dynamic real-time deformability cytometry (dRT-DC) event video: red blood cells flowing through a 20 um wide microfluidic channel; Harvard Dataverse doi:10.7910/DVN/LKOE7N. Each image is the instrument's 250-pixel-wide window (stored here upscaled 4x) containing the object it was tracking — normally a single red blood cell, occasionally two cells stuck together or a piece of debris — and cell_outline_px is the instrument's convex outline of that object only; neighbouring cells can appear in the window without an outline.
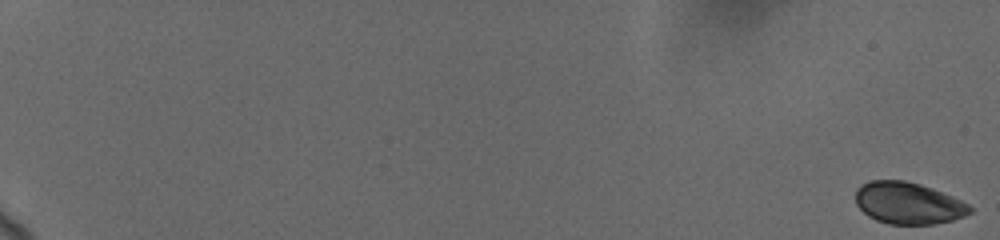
{"species": "human", "species_latin": "Homo sapiens", "temperature_condition": "cold", "stored_images_in_passage": 14, "camera_frame_rate_fps": 3000, "um_per_image_px": 0.085, "donor": {"sex": "female"}, "frame": {"image": 1, "passage_image": 1, "time_ms": 0.0, "image_size_px": [1000, 240], "cell_outline_px": [[972, 212], [964, 216], [952, 220], [936, 224], [888, 224], [876, 220], [868, 216], [856, 204], [856, 188], [868, 180], [904, 180], [920, 184], [932, 188], [952, 196], [968, 204], [972, 208]], "centroid_in_image_um": [77.19, 17.26], "position_along_channel_um": 7.8, "area_um2": 27.92}}
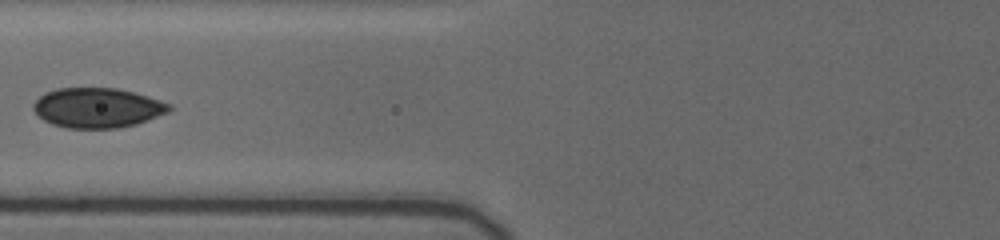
{"frame": {"image": 2, "passage_image": 12, "time_ms": 9.333, "image_size_px": [1000, 240], "cell_outline_px": [[172, 108], [168, 112], [136, 124], [116, 128], [68, 128], [52, 124], [44, 120], [32, 108], [32, 104], [44, 92], [56, 88], [116, 88], [132, 92], [160, 100], [172, 104]], "centroid_in_image_um": [8.26, 9.16], "position_along_channel_um": 117.5, "area_um2": 31.44}}
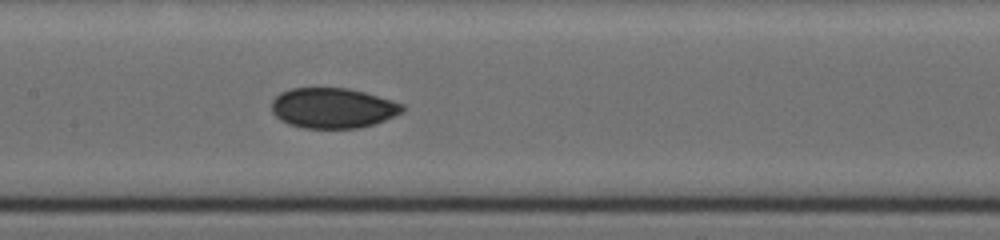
{"frame": {"image": 3, "passage_image": 14, "time_ms": 11.0, "image_size_px": [1000, 240], "cell_outline_px": [[404, 112], [384, 120], [360, 128], [304, 128], [288, 124], [280, 120], [272, 112], [272, 100], [280, 92], [292, 88], [348, 88], [364, 92], [392, 100], [404, 104]], "centroid_in_image_um": [28.28, 9.18], "position_along_channel_um": 179.1, "area_um2": 30.75}}